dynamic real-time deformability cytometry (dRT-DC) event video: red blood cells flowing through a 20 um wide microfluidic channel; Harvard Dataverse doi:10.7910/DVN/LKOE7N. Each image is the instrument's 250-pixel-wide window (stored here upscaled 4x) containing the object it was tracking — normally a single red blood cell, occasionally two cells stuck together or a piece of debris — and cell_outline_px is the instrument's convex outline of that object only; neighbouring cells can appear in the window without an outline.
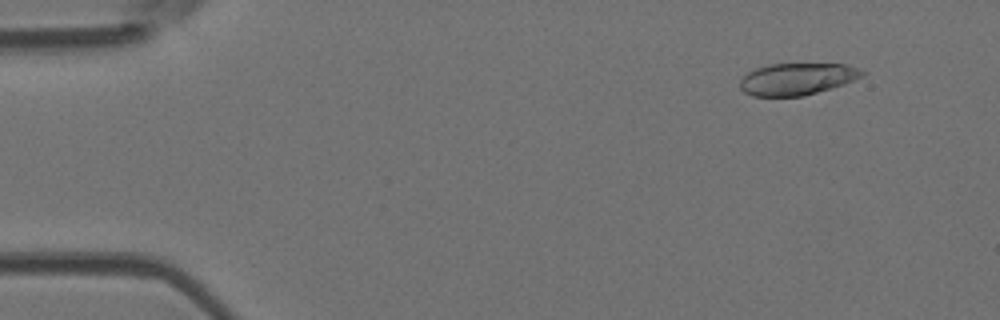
{"species": "Egyptian fruit bat (a non-hibernating species)", "species_latin": "Rousettus aegyptiacus", "temperature_condition": "room temperature", "stored_images_in_passage": 5, "camera_frame_rate_fps": 3000, "um_per_image_px": 0.085, "animal": {"sex": "female"}, "frame": {"image": 1, "passage_image": 2, "time_ms": 1.0, "image_size_px": [1000, 320], "cell_outline_px": [[868, 72], [844, 84], [804, 96], [752, 96], [744, 92], [740, 88], [740, 80], [748, 72], [756, 68], [768, 64], [844, 64], [860, 68]], "centroid_in_image_um": [67.74, 6.71], "position_along_channel_um": 17.3, "area_um2": 22.66}}